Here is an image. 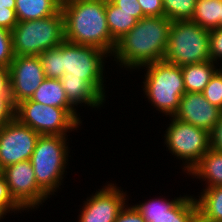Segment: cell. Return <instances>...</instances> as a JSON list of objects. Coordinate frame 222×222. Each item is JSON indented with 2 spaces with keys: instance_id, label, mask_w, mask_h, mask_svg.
<instances>
[{
  "instance_id": "1",
  "label": "cell",
  "mask_w": 222,
  "mask_h": 222,
  "mask_svg": "<svg viewBox=\"0 0 222 222\" xmlns=\"http://www.w3.org/2000/svg\"><path fill=\"white\" fill-rule=\"evenodd\" d=\"M61 11L64 16V40L114 53L117 42L108 28L106 0H65Z\"/></svg>"
},
{
  "instance_id": "2",
  "label": "cell",
  "mask_w": 222,
  "mask_h": 222,
  "mask_svg": "<svg viewBox=\"0 0 222 222\" xmlns=\"http://www.w3.org/2000/svg\"><path fill=\"white\" fill-rule=\"evenodd\" d=\"M171 24L165 16L143 17L117 41L113 55L130 69L163 60Z\"/></svg>"
},
{
  "instance_id": "3",
  "label": "cell",
  "mask_w": 222,
  "mask_h": 222,
  "mask_svg": "<svg viewBox=\"0 0 222 222\" xmlns=\"http://www.w3.org/2000/svg\"><path fill=\"white\" fill-rule=\"evenodd\" d=\"M163 60L180 67L211 60L210 30L192 20L172 22Z\"/></svg>"
},
{
  "instance_id": "4",
  "label": "cell",
  "mask_w": 222,
  "mask_h": 222,
  "mask_svg": "<svg viewBox=\"0 0 222 222\" xmlns=\"http://www.w3.org/2000/svg\"><path fill=\"white\" fill-rule=\"evenodd\" d=\"M11 35L16 56H39L64 41L63 13L60 10L46 18L18 22Z\"/></svg>"
},
{
  "instance_id": "5",
  "label": "cell",
  "mask_w": 222,
  "mask_h": 222,
  "mask_svg": "<svg viewBox=\"0 0 222 222\" xmlns=\"http://www.w3.org/2000/svg\"><path fill=\"white\" fill-rule=\"evenodd\" d=\"M145 75L144 91L157 110L174 116L180 99L186 93L181 67L165 60L148 65Z\"/></svg>"
},
{
  "instance_id": "6",
  "label": "cell",
  "mask_w": 222,
  "mask_h": 222,
  "mask_svg": "<svg viewBox=\"0 0 222 222\" xmlns=\"http://www.w3.org/2000/svg\"><path fill=\"white\" fill-rule=\"evenodd\" d=\"M65 136L40 135L30 158L36 182L47 195L54 193L63 179L68 160Z\"/></svg>"
},
{
  "instance_id": "7",
  "label": "cell",
  "mask_w": 222,
  "mask_h": 222,
  "mask_svg": "<svg viewBox=\"0 0 222 222\" xmlns=\"http://www.w3.org/2000/svg\"><path fill=\"white\" fill-rule=\"evenodd\" d=\"M107 54L95 46L79 45L64 40L62 42L64 74L81 77L105 100L103 58L104 56L106 58Z\"/></svg>"
},
{
  "instance_id": "8",
  "label": "cell",
  "mask_w": 222,
  "mask_h": 222,
  "mask_svg": "<svg viewBox=\"0 0 222 222\" xmlns=\"http://www.w3.org/2000/svg\"><path fill=\"white\" fill-rule=\"evenodd\" d=\"M15 118L39 135H67L68 130L72 131L80 125L66 109L43 105L31 99L16 105Z\"/></svg>"
},
{
  "instance_id": "9",
  "label": "cell",
  "mask_w": 222,
  "mask_h": 222,
  "mask_svg": "<svg viewBox=\"0 0 222 222\" xmlns=\"http://www.w3.org/2000/svg\"><path fill=\"white\" fill-rule=\"evenodd\" d=\"M172 118L165 134V144L176 157L186 160L187 166L184 167L190 172L211 148L210 133L173 116Z\"/></svg>"
},
{
  "instance_id": "10",
  "label": "cell",
  "mask_w": 222,
  "mask_h": 222,
  "mask_svg": "<svg viewBox=\"0 0 222 222\" xmlns=\"http://www.w3.org/2000/svg\"><path fill=\"white\" fill-rule=\"evenodd\" d=\"M39 136L17 118L0 127V171L11 164L30 160Z\"/></svg>"
},
{
  "instance_id": "11",
  "label": "cell",
  "mask_w": 222,
  "mask_h": 222,
  "mask_svg": "<svg viewBox=\"0 0 222 222\" xmlns=\"http://www.w3.org/2000/svg\"><path fill=\"white\" fill-rule=\"evenodd\" d=\"M14 200L24 209L42 204L49 196L38 186L30 160L6 166L1 170Z\"/></svg>"
},
{
  "instance_id": "12",
  "label": "cell",
  "mask_w": 222,
  "mask_h": 222,
  "mask_svg": "<svg viewBox=\"0 0 222 222\" xmlns=\"http://www.w3.org/2000/svg\"><path fill=\"white\" fill-rule=\"evenodd\" d=\"M39 56H16L9 66L10 95L16 106L30 99L45 79Z\"/></svg>"
},
{
  "instance_id": "13",
  "label": "cell",
  "mask_w": 222,
  "mask_h": 222,
  "mask_svg": "<svg viewBox=\"0 0 222 222\" xmlns=\"http://www.w3.org/2000/svg\"><path fill=\"white\" fill-rule=\"evenodd\" d=\"M135 207L146 222H195L198 214L196 199L186 195L172 201L152 199Z\"/></svg>"
},
{
  "instance_id": "14",
  "label": "cell",
  "mask_w": 222,
  "mask_h": 222,
  "mask_svg": "<svg viewBox=\"0 0 222 222\" xmlns=\"http://www.w3.org/2000/svg\"><path fill=\"white\" fill-rule=\"evenodd\" d=\"M124 194L114 184H108L84 202L78 222H115L125 206Z\"/></svg>"
},
{
  "instance_id": "15",
  "label": "cell",
  "mask_w": 222,
  "mask_h": 222,
  "mask_svg": "<svg viewBox=\"0 0 222 222\" xmlns=\"http://www.w3.org/2000/svg\"><path fill=\"white\" fill-rule=\"evenodd\" d=\"M221 113L222 110L212 105L202 93L186 92L173 117L211 133Z\"/></svg>"
},
{
  "instance_id": "16",
  "label": "cell",
  "mask_w": 222,
  "mask_h": 222,
  "mask_svg": "<svg viewBox=\"0 0 222 222\" xmlns=\"http://www.w3.org/2000/svg\"><path fill=\"white\" fill-rule=\"evenodd\" d=\"M60 81L65 90L69 103L74 107L78 103H85L90 107H98L105 101L84 79L81 77L68 76L65 73Z\"/></svg>"
},
{
  "instance_id": "17",
  "label": "cell",
  "mask_w": 222,
  "mask_h": 222,
  "mask_svg": "<svg viewBox=\"0 0 222 222\" xmlns=\"http://www.w3.org/2000/svg\"><path fill=\"white\" fill-rule=\"evenodd\" d=\"M32 101L66 109L79 123L76 109L69 103L60 79L45 78L35 90Z\"/></svg>"
},
{
  "instance_id": "18",
  "label": "cell",
  "mask_w": 222,
  "mask_h": 222,
  "mask_svg": "<svg viewBox=\"0 0 222 222\" xmlns=\"http://www.w3.org/2000/svg\"><path fill=\"white\" fill-rule=\"evenodd\" d=\"M106 19L111 37L117 42L127 34L137 21L144 16L143 12H126L106 0Z\"/></svg>"
},
{
  "instance_id": "19",
  "label": "cell",
  "mask_w": 222,
  "mask_h": 222,
  "mask_svg": "<svg viewBox=\"0 0 222 222\" xmlns=\"http://www.w3.org/2000/svg\"><path fill=\"white\" fill-rule=\"evenodd\" d=\"M18 22L37 20L57 14L61 10L60 0H15Z\"/></svg>"
},
{
  "instance_id": "20",
  "label": "cell",
  "mask_w": 222,
  "mask_h": 222,
  "mask_svg": "<svg viewBox=\"0 0 222 222\" xmlns=\"http://www.w3.org/2000/svg\"><path fill=\"white\" fill-rule=\"evenodd\" d=\"M214 63L216 62L209 60L181 67L186 92H203L214 73L218 70L215 68Z\"/></svg>"
},
{
  "instance_id": "21",
  "label": "cell",
  "mask_w": 222,
  "mask_h": 222,
  "mask_svg": "<svg viewBox=\"0 0 222 222\" xmlns=\"http://www.w3.org/2000/svg\"><path fill=\"white\" fill-rule=\"evenodd\" d=\"M189 174L207 179V188L222 186V153L210 148Z\"/></svg>"
},
{
  "instance_id": "22",
  "label": "cell",
  "mask_w": 222,
  "mask_h": 222,
  "mask_svg": "<svg viewBox=\"0 0 222 222\" xmlns=\"http://www.w3.org/2000/svg\"><path fill=\"white\" fill-rule=\"evenodd\" d=\"M197 200L198 214L208 220L222 222V186H214L203 190Z\"/></svg>"
},
{
  "instance_id": "23",
  "label": "cell",
  "mask_w": 222,
  "mask_h": 222,
  "mask_svg": "<svg viewBox=\"0 0 222 222\" xmlns=\"http://www.w3.org/2000/svg\"><path fill=\"white\" fill-rule=\"evenodd\" d=\"M191 20L208 30L218 28L220 0H197Z\"/></svg>"
},
{
  "instance_id": "24",
  "label": "cell",
  "mask_w": 222,
  "mask_h": 222,
  "mask_svg": "<svg viewBox=\"0 0 222 222\" xmlns=\"http://www.w3.org/2000/svg\"><path fill=\"white\" fill-rule=\"evenodd\" d=\"M46 78L60 79L64 74L62 63V43L39 55Z\"/></svg>"
},
{
  "instance_id": "25",
  "label": "cell",
  "mask_w": 222,
  "mask_h": 222,
  "mask_svg": "<svg viewBox=\"0 0 222 222\" xmlns=\"http://www.w3.org/2000/svg\"><path fill=\"white\" fill-rule=\"evenodd\" d=\"M197 0H162L165 17L170 21L191 20Z\"/></svg>"
},
{
  "instance_id": "26",
  "label": "cell",
  "mask_w": 222,
  "mask_h": 222,
  "mask_svg": "<svg viewBox=\"0 0 222 222\" xmlns=\"http://www.w3.org/2000/svg\"><path fill=\"white\" fill-rule=\"evenodd\" d=\"M202 94L214 106L222 110V69H218Z\"/></svg>"
},
{
  "instance_id": "27",
  "label": "cell",
  "mask_w": 222,
  "mask_h": 222,
  "mask_svg": "<svg viewBox=\"0 0 222 222\" xmlns=\"http://www.w3.org/2000/svg\"><path fill=\"white\" fill-rule=\"evenodd\" d=\"M14 57L11 31L0 27V66L9 68Z\"/></svg>"
},
{
  "instance_id": "28",
  "label": "cell",
  "mask_w": 222,
  "mask_h": 222,
  "mask_svg": "<svg viewBox=\"0 0 222 222\" xmlns=\"http://www.w3.org/2000/svg\"><path fill=\"white\" fill-rule=\"evenodd\" d=\"M21 209L23 208L11 196L5 176L0 171V215L3 217L10 210L15 212Z\"/></svg>"
},
{
  "instance_id": "29",
  "label": "cell",
  "mask_w": 222,
  "mask_h": 222,
  "mask_svg": "<svg viewBox=\"0 0 222 222\" xmlns=\"http://www.w3.org/2000/svg\"><path fill=\"white\" fill-rule=\"evenodd\" d=\"M15 110L11 95H0V127L15 118Z\"/></svg>"
},
{
  "instance_id": "30",
  "label": "cell",
  "mask_w": 222,
  "mask_h": 222,
  "mask_svg": "<svg viewBox=\"0 0 222 222\" xmlns=\"http://www.w3.org/2000/svg\"><path fill=\"white\" fill-rule=\"evenodd\" d=\"M145 17L165 16L162 0H138Z\"/></svg>"
},
{
  "instance_id": "31",
  "label": "cell",
  "mask_w": 222,
  "mask_h": 222,
  "mask_svg": "<svg viewBox=\"0 0 222 222\" xmlns=\"http://www.w3.org/2000/svg\"><path fill=\"white\" fill-rule=\"evenodd\" d=\"M210 56L213 62L222 58V28L210 30Z\"/></svg>"
},
{
  "instance_id": "32",
  "label": "cell",
  "mask_w": 222,
  "mask_h": 222,
  "mask_svg": "<svg viewBox=\"0 0 222 222\" xmlns=\"http://www.w3.org/2000/svg\"><path fill=\"white\" fill-rule=\"evenodd\" d=\"M125 208V209H124ZM115 222H146L141 213L133 205L132 207H123Z\"/></svg>"
},
{
  "instance_id": "33",
  "label": "cell",
  "mask_w": 222,
  "mask_h": 222,
  "mask_svg": "<svg viewBox=\"0 0 222 222\" xmlns=\"http://www.w3.org/2000/svg\"><path fill=\"white\" fill-rule=\"evenodd\" d=\"M17 23L15 10L0 6V27L12 31Z\"/></svg>"
},
{
  "instance_id": "34",
  "label": "cell",
  "mask_w": 222,
  "mask_h": 222,
  "mask_svg": "<svg viewBox=\"0 0 222 222\" xmlns=\"http://www.w3.org/2000/svg\"><path fill=\"white\" fill-rule=\"evenodd\" d=\"M211 149L222 153V113L215 128L210 133Z\"/></svg>"
},
{
  "instance_id": "35",
  "label": "cell",
  "mask_w": 222,
  "mask_h": 222,
  "mask_svg": "<svg viewBox=\"0 0 222 222\" xmlns=\"http://www.w3.org/2000/svg\"><path fill=\"white\" fill-rule=\"evenodd\" d=\"M115 6L126 12H142L138 0H110Z\"/></svg>"
},
{
  "instance_id": "36",
  "label": "cell",
  "mask_w": 222,
  "mask_h": 222,
  "mask_svg": "<svg viewBox=\"0 0 222 222\" xmlns=\"http://www.w3.org/2000/svg\"><path fill=\"white\" fill-rule=\"evenodd\" d=\"M0 95H10L9 68L0 66Z\"/></svg>"
},
{
  "instance_id": "37",
  "label": "cell",
  "mask_w": 222,
  "mask_h": 222,
  "mask_svg": "<svg viewBox=\"0 0 222 222\" xmlns=\"http://www.w3.org/2000/svg\"><path fill=\"white\" fill-rule=\"evenodd\" d=\"M0 6L15 10V0H0Z\"/></svg>"
},
{
  "instance_id": "38",
  "label": "cell",
  "mask_w": 222,
  "mask_h": 222,
  "mask_svg": "<svg viewBox=\"0 0 222 222\" xmlns=\"http://www.w3.org/2000/svg\"><path fill=\"white\" fill-rule=\"evenodd\" d=\"M195 222H221V221L208 220L206 218L201 217L199 214H197Z\"/></svg>"
},
{
  "instance_id": "39",
  "label": "cell",
  "mask_w": 222,
  "mask_h": 222,
  "mask_svg": "<svg viewBox=\"0 0 222 222\" xmlns=\"http://www.w3.org/2000/svg\"><path fill=\"white\" fill-rule=\"evenodd\" d=\"M218 28H222V0H220V22Z\"/></svg>"
}]
</instances>
